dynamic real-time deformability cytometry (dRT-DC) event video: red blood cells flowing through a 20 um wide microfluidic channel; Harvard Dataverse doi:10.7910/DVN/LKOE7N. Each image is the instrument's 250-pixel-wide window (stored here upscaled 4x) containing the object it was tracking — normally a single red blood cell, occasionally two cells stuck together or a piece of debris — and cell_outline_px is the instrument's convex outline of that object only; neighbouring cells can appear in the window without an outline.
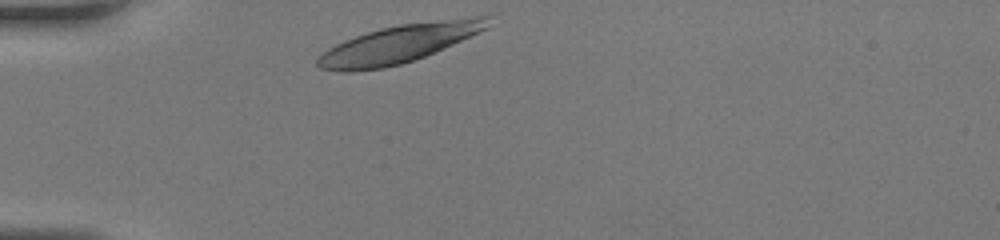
{"species": "human", "species_latin": "Homo sapiens", "temperature_condition": "room temperature", "stored_images_in_passage": 25, "camera_frame_rate_fps": 3000, "um_per_image_px": 0.085, "donor": {"sex": "female"}, "frame": {"image": 1, "passage_image": 1, "time_ms": 0.0, "image_size_px": [1000, 240], "cell_outline_px": [[488, 28], [480, 32], [424, 56], [400, 64], [384, 68], [348, 72], [340, 72], [320, 68], [316, 64], [316, 60], [328, 48], [344, 40], [380, 28], [400, 24], [476, 16], [488, 16]], "centroid_in_image_um": [33.87, 3.73], "position_along_channel_um": 51.1, "area_um2": 37.22}}
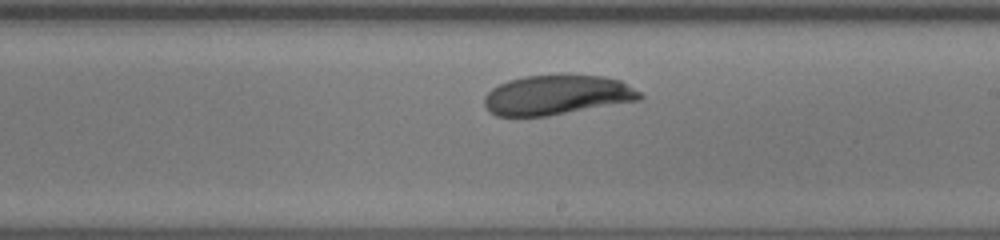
{"frame": {"image": 2, "passage_image": 15, "time_ms": 4.667, "image_size_px": [1000, 240], "cell_outline_px": [[644, 96], [640, 100], [548, 116], [496, 116], [488, 112], [484, 104], [484, 96], [492, 88], [508, 80], [524, 76], [604, 76], [620, 80], [640, 92]], "centroid_in_image_um": [47.32, 8.09], "position_along_channel_um": 241.7, "area_um2": 35.78}}
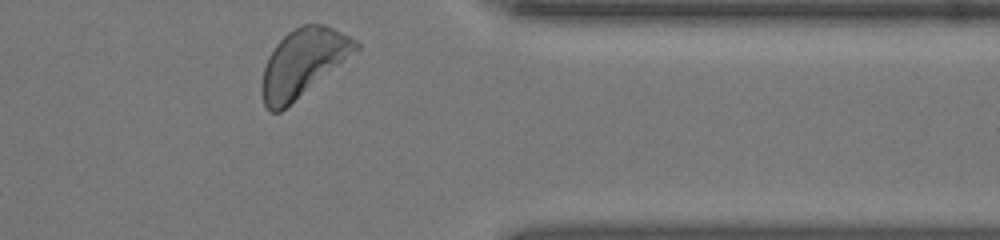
{"frame": {"image": 3, "passage_image": 25, "time_ms": 8.0, "image_size_px": [1000, 240], "cell_outline_px": [[360, 48], [280, 112], [268, 112], [264, 104], [260, 88], [264, 68], [268, 56], [276, 44], [288, 32], [304, 24], [324, 24], [356, 40], [360, 44]], "centroid_in_image_um": [25.72, 5.34], "position_along_channel_um": 385.7, "area_um2": 36.3}}